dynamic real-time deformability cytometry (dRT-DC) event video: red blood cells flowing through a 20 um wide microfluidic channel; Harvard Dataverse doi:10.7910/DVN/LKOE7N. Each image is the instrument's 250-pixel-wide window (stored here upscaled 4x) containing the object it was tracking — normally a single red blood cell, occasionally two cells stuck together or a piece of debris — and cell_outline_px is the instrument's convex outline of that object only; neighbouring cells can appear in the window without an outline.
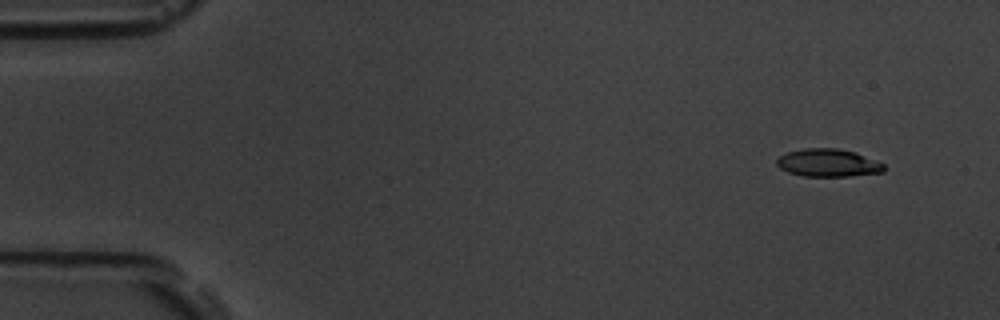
{"species": "common noctule bat (a hibernating species)", "species_latin": "Nyctalus noctula", "temperature_condition": "room temperature", "stored_images_in_passage": 9, "camera_frame_rate_fps": 3000, "um_per_image_px": 0.085, "animal": {"sex": "male", "body_mass_g": 19.5, "forearm_length_mm": 54.6}, "frame": {"image": 1, "passage_image": 1, "time_ms": 0.0, "image_size_px": [1000, 320], "cell_outline_px": [[884, 172], [848, 176], [804, 176], [788, 172], [780, 168], [776, 164], [776, 160], [780, 156], [788, 152], [804, 148], [840, 148], [852, 152], [884, 164]], "centroid_in_image_um": [70.35, 13.84], "position_along_channel_um": 14.7, "area_um2": 17.11}}
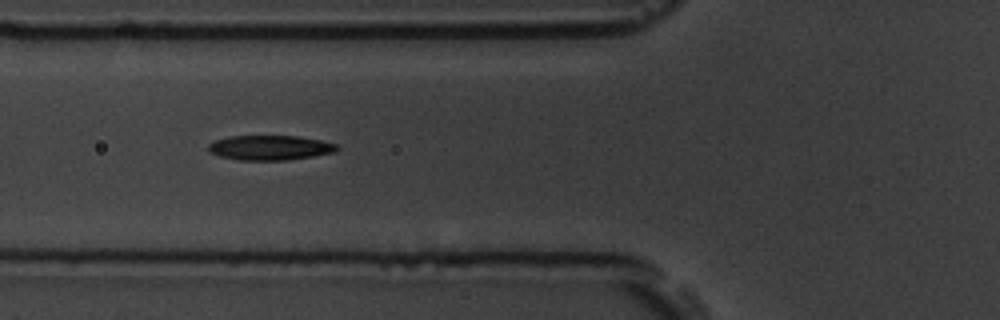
{"frame": {"image": 2, "passage_image": 6, "time_ms": 5.667, "image_size_px": [1000, 320], "cell_outline_px": [[340, 148], [332, 152], [312, 156], [288, 160], [240, 160], [220, 156], [208, 152], [208, 144], [216, 140], [228, 136], [296, 136], [320, 140], [336, 144]], "centroid_in_image_um": [22.91, 12.55], "position_along_channel_um": 102.9, "area_um2": 18.44}}
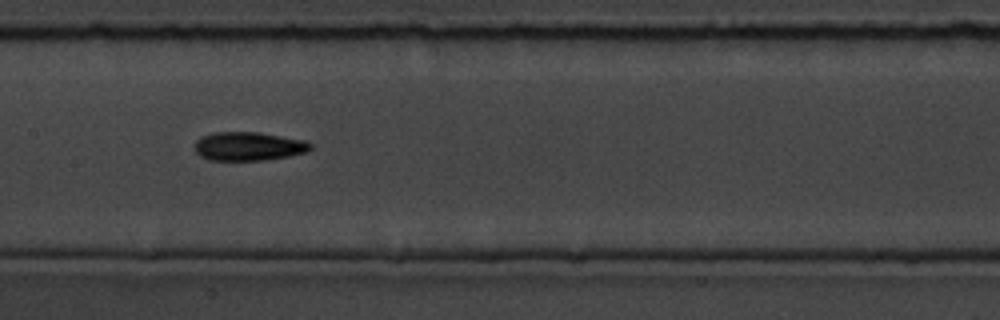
{"frame": {"image": 3, "passage_image": 8, "time_ms": 8.0, "image_size_px": [1000, 320], "cell_outline_px": [[312, 148], [308, 152], [288, 156], [264, 160], [208, 160], [200, 156], [192, 148], [196, 140], [200, 136], [216, 132], [260, 132], [304, 140], [312, 144]], "centroid_in_image_um": [21.09, 12.43], "position_along_channel_um": 186.3, "area_um2": 19.59}}